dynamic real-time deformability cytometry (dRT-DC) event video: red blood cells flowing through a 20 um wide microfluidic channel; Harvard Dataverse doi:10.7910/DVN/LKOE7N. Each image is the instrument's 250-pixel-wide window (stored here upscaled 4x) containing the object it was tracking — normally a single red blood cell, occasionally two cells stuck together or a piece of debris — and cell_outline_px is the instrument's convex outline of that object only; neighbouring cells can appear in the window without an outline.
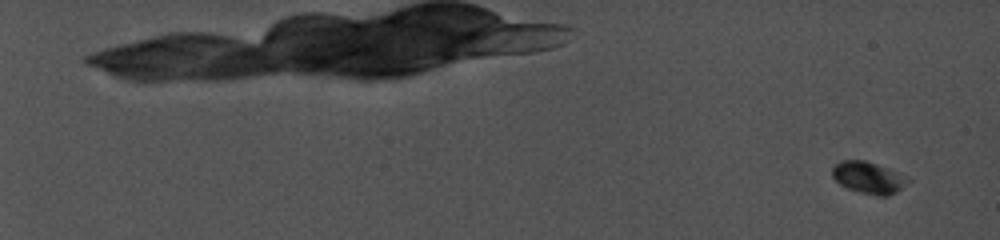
{"species": "common noctule bat (a hibernating species)", "species_latin": "Nyctalus noctula", "temperature_condition": "cold", "stored_images_in_passage": 34, "camera_frame_rate_fps": 5000, "um_per_image_px": 0.085, "animal": {"sex": "female", "body_mass_g": 19.0, "forearm_length_mm": 56.7}, "frame": {"image": 1, "passage_image": 2, "time_ms": 0.8, "image_size_px": [1000, 240], "cell_outline_px": [[912, 180], [896, 192], [888, 196], [876, 196], [860, 192], [848, 188], [840, 184], [832, 176], [832, 168], [840, 160], [864, 160], [876, 164], [908, 176]], "centroid_in_image_um": [73.85, 15.1], "position_along_channel_um": 11.2, "area_um2": 14.05}}
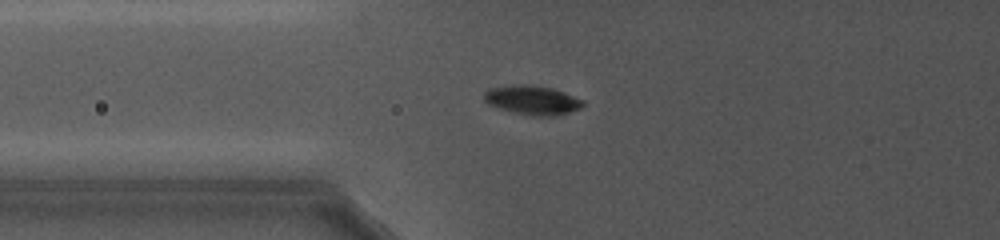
{"frame": {"image": 2, "passage_image": 20, "time_ms": 10.2, "image_size_px": [1000, 240], "cell_outline_px": [[584, 104], [580, 108], [568, 112], [552, 116], [540, 116], [520, 112], [504, 108], [492, 104], [484, 100], [484, 92], [492, 88], [512, 84], [524, 84], [552, 88], [564, 92], [584, 100]], "centroid_in_image_um": [45.31, 8.47], "position_along_channel_um": 80.5, "area_um2": 16.13}}
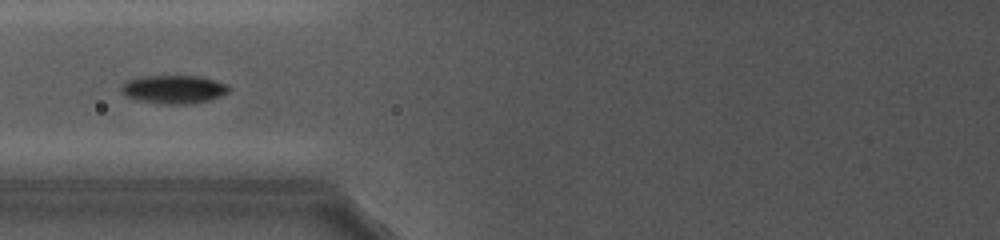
{"frame": {"image": 3, "passage_image": 22, "time_ms": 11.2, "image_size_px": [1000, 240], "cell_outline_px": [[228, 92], [220, 96], [208, 100], [192, 104], [160, 104], [140, 100], [128, 96], [120, 88], [128, 80], [140, 76], [200, 76], [228, 84]], "centroid_in_image_um": [14.8, 7.59], "position_along_channel_um": 111.0, "area_um2": 17.57}}